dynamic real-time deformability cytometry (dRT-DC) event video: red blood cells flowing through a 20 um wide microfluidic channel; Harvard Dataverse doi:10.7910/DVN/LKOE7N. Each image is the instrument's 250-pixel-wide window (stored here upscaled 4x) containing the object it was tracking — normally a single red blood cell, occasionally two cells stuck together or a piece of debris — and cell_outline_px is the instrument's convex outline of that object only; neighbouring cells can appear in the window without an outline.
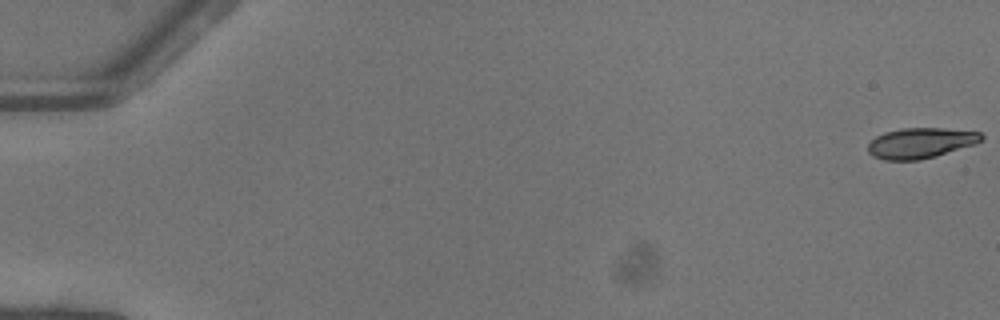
{"species": "common noctule bat (a hibernating species)", "species_latin": "Nyctalus noctula", "temperature_condition": "warm", "stored_images_in_passage": 52, "camera_frame_rate_fps": 3000, "um_per_image_px": 0.085, "animal": {"sex": "female"}, "frame": {"image": 1, "passage_image": 1, "time_ms": 0.0, "image_size_px": [1000, 320], "cell_outline_px": [[984, 136], [976, 144], [936, 156], [920, 160], [884, 160], [872, 156], [868, 152], [868, 144], [876, 136], [884, 132], [900, 128], [940, 128], [980, 132]], "centroid_in_image_um": [78.23, 12.16], "position_along_channel_um": 6.8, "area_um2": 20.17}}
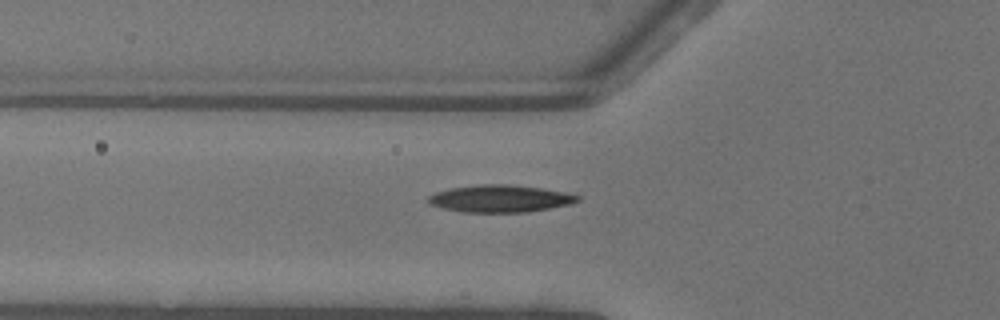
{"frame": {"image": 2, "passage_image": 20, "time_ms": 6.333, "image_size_px": [1000, 320], "cell_outline_px": [[580, 200], [568, 204], [528, 212], [464, 212], [444, 208], [428, 204], [428, 196], [436, 192], [452, 188], [480, 184], [508, 184], [540, 188], [564, 192], [580, 196]], "centroid_in_image_um": [42.49, 16.88], "position_along_channel_um": 83.3, "area_um2": 23.41}}
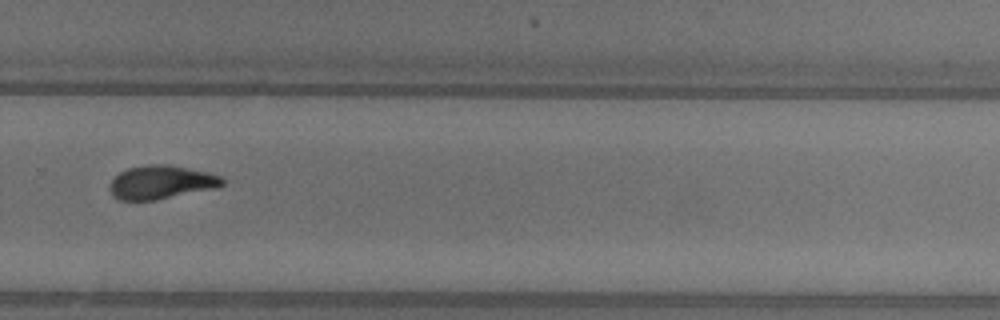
{"frame": {"image": 3, "passage_image": 37, "time_ms": 12.0, "image_size_px": [1000, 320], "cell_outline_px": [[224, 184], [216, 188], [156, 200], [120, 200], [112, 196], [108, 188], [112, 180], [120, 172], [128, 168], [148, 164], [168, 164], [208, 172], [220, 176], [224, 180]], "centroid_in_image_um": [13.69, 15.49], "position_along_channel_um": 316.1, "area_um2": 22.08}, "authors_computed_cell_mechanics": {"area_um2": 21.7906, "velocity_mm_per_s": 4.1057, "shape_relaxation_time_tau1_ms": 5.0019, "shape_relaxation_time_tau2_ms": 2.6874, "deformation_change_tau1": 0.1789, "deformation_change_tau2": 0.0983}}